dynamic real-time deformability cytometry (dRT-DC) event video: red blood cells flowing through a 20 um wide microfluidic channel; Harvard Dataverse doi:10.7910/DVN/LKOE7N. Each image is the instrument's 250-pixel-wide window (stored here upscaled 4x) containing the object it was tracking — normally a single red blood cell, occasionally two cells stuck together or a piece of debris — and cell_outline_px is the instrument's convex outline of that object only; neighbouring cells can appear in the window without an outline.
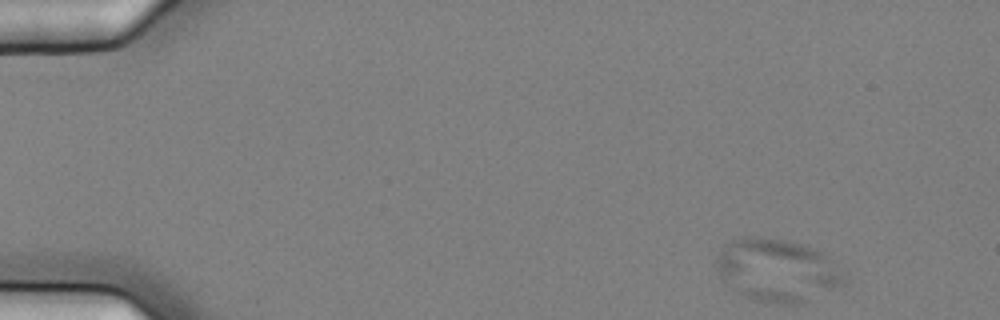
{"species": "common noctule bat (a hibernating species)", "species_latin": "Nyctalus noctula", "temperature_condition": "cold", "stored_images_in_passage": 9, "camera_frame_rate_fps": 3000, "um_per_image_px": 0.085, "animal": {"sex": "female", "body_mass_g": 25.1}, "frame": {"image": 1, "passage_image": 1, "time_ms": 0.0, "image_size_px": [1000, 320], "cell_outline_px": [[848, 280], [840, 288], [804, 304], [780, 304], [760, 300], [736, 292], [720, 280], [716, 264], [716, 256], [724, 244], [732, 240], [744, 236], [752, 236], [792, 240], [816, 248], [828, 256], [848, 276]], "centroid_in_image_um": [66.12, 22.96], "position_along_channel_um": 18.9, "area_um2": 47.92}}
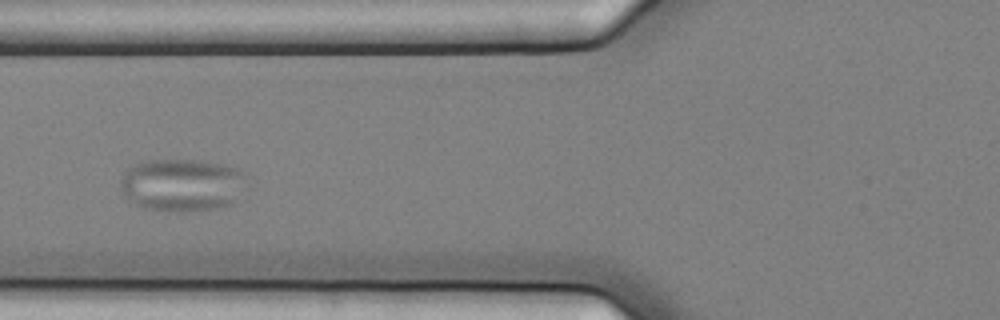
{"frame": {"image": 2, "passage_image": 6, "time_ms": 1.667, "image_size_px": [1000, 320], "cell_outline_px": [[248, 176], [236, 200], [232, 204], [216, 208], [180, 212], [168, 212], [140, 208], [128, 200], [124, 196], [120, 184], [120, 180], [124, 172], [128, 168], [144, 160], [204, 160], [232, 164], [244, 172]], "centroid_in_image_um": [15.48, 15.71], "position_along_channel_um": 110.3, "area_um2": 39.65}}